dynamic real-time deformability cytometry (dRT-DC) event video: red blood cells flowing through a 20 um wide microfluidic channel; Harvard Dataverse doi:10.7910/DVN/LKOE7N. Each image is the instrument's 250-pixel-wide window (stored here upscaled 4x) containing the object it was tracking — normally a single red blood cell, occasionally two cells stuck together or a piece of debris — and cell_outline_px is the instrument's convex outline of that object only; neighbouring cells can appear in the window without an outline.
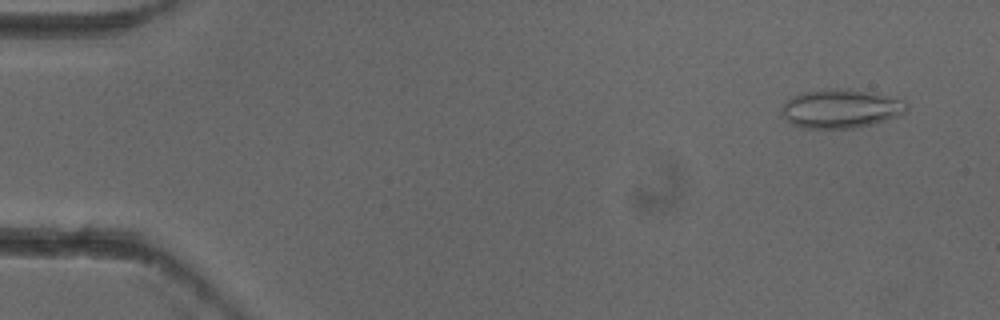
{"species": "common noctule bat (a hibernating species)", "species_latin": "Nyctalus noctula", "temperature_condition": "cold", "stored_images_in_passage": 6, "camera_frame_rate_fps": 3000, "um_per_image_px": 0.085, "animal": {"sex": "female"}, "frame": {"image": 1, "passage_image": 1, "time_ms": 0.0, "image_size_px": [1000, 320], "cell_outline_px": [[908, 108], [904, 116], [872, 124], [852, 128], [800, 128], [792, 124], [780, 116], [780, 108], [792, 96], [804, 92], [832, 88], [848, 88], [904, 96]], "centroid_in_image_um": [71.57, 9.21], "position_along_channel_um": 13.4, "area_um2": 29.42}}
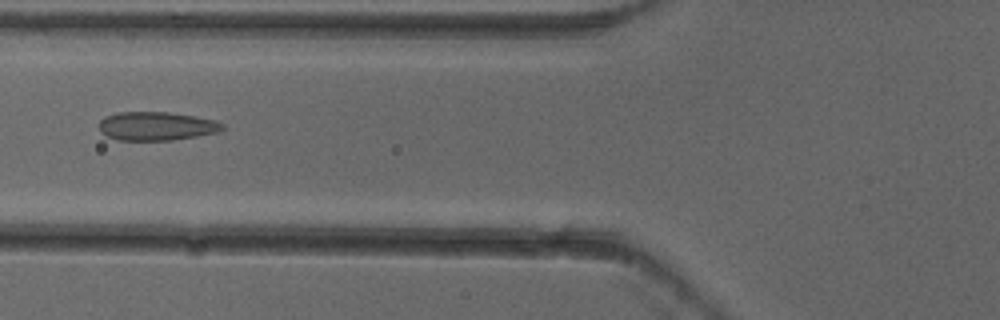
{"frame": {"image": 2, "passage_image": 5, "time_ms": 1.333, "image_size_px": [1000, 320], "cell_outline_px": [[224, 128], [216, 132], [196, 136], [172, 140], [116, 140], [100, 132], [100, 120], [104, 116], [120, 112], [168, 112], [216, 120], [224, 124]], "centroid_in_image_um": [13.27, 10.72], "position_along_channel_um": 112.5, "area_um2": 20.46}}
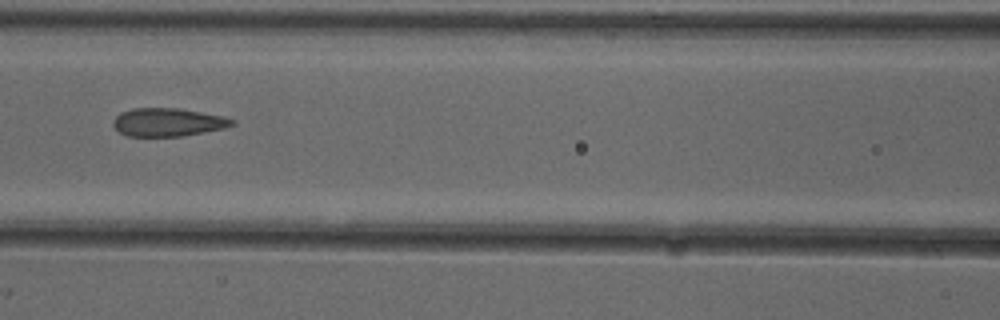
{"frame": {"image": 3, "passage_image": 6, "time_ms": 1.667, "image_size_px": [1000, 320], "cell_outline_px": [[236, 124], [224, 128], [180, 136], [128, 136], [120, 132], [112, 124], [112, 120], [120, 112], [132, 108], [180, 108], [224, 116], [236, 120]], "centroid_in_image_um": [14.27, 10.37], "position_along_channel_um": 152.3, "area_um2": 19.59}}